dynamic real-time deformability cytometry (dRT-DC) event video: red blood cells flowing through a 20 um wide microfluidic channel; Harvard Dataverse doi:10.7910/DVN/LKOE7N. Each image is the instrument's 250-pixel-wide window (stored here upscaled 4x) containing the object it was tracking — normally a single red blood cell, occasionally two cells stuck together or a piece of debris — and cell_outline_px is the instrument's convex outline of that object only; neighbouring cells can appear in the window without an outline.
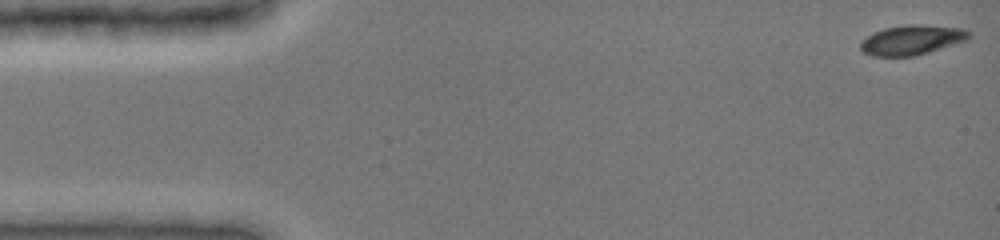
{"species": "common noctule bat (a hibernating species)", "species_latin": "Nyctalus noctula", "temperature_condition": "cold", "stored_images_in_passage": 25, "camera_frame_rate_fps": 3000, "um_per_image_px": 0.085, "animal": {"sex": "female", "body_mass_g": 19.0, "forearm_length_mm": 51.5}, "frame": {"image": 1, "passage_image": 1, "time_ms": 0.0, "image_size_px": [1000, 240], "cell_outline_px": [[972, 36], [968, 40], [916, 56], [872, 56], [864, 52], [860, 48], [860, 44], [872, 32], [884, 28], [908, 24], [924, 24], [960, 28], [972, 32]], "centroid_in_image_um": [77.55, 3.39], "position_along_channel_um": 7.5, "area_um2": 18.96}}
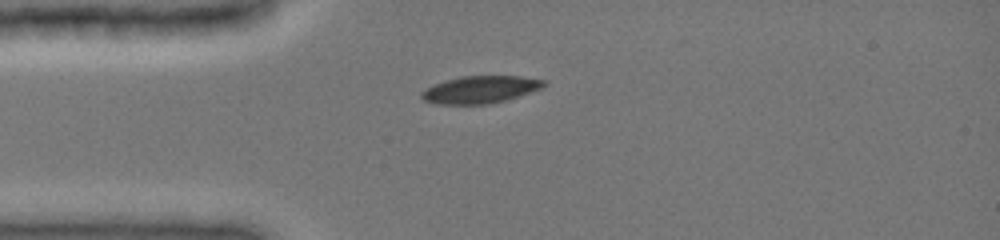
{"frame": {"image": 2, "passage_image": 21, "time_ms": 3.667, "image_size_px": [1000, 240], "cell_outline_px": [[548, 80], [540, 88], [504, 100], [488, 104], [436, 104], [424, 100], [420, 96], [420, 92], [436, 84], [460, 76], [520, 76]], "centroid_in_image_um": [40.8, 7.61], "position_along_channel_um": 44.2, "area_um2": 19.07}}